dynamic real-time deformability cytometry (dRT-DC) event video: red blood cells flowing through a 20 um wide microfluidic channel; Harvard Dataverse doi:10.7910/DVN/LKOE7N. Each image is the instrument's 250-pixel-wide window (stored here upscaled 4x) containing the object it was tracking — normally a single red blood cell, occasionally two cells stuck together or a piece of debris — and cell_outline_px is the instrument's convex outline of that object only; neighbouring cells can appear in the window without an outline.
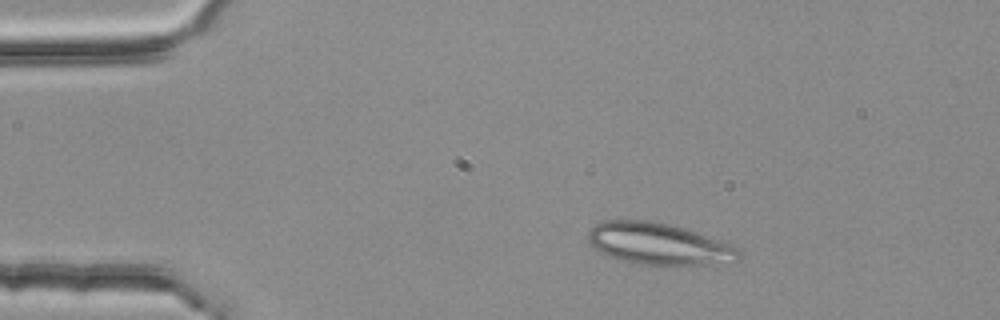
{"species": "common noctule bat (a hibernating species)", "species_latin": "Nyctalus noctula", "temperature_condition": "room temperature", "stored_images_in_passage": 44, "camera_frame_rate_fps": 3000, "um_per_image_px": 0.085, "animal": {"sex": "female", "body_mass_g": 25.1}, "frame": {"image": 1, "passage_image": 2, "time_ms": 0.333, "image_size_px": [1000, 320], "cell_outline_px": [[740, 260], [704, 264], [632, 264], [608, 256], [600, 252], [588, 240], [588, 228], [604, 220], [648, 220], [672, 224], [696, 232], [736, 248], [740, 252]], "centroid_in_image_um": [55.89, 20.71], "position_along_channel_um": 29.1, "area_um2": 36.13}}
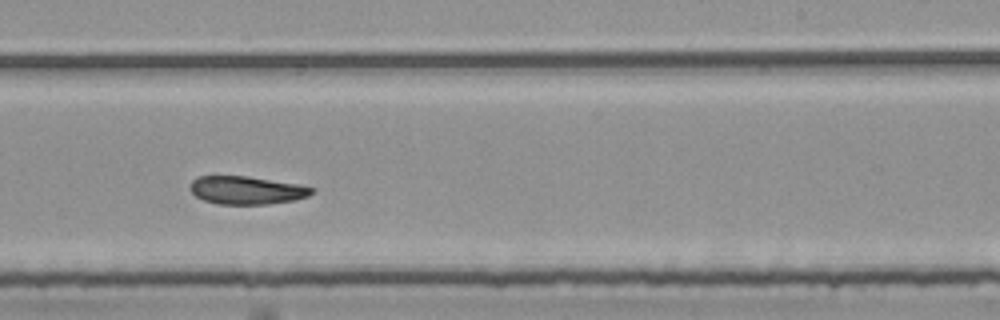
{"frame": {"image": 2, "passage_image": 26, "time_ms": 8.333, "image_size_px": [1000, 320], "cell_outline_px": [[316, 192], [308, 196], [292, 200], [268, 204], [216, 204], [204, 200], [196, 196], [188, 188], [192, 180], [196, 176], [248, 176], [296, 184], [312, 188]], "centroid_in_image_um": [20.91, 16.16], "position_along_channel_um": 268.1, "area_um2": 19.83}}
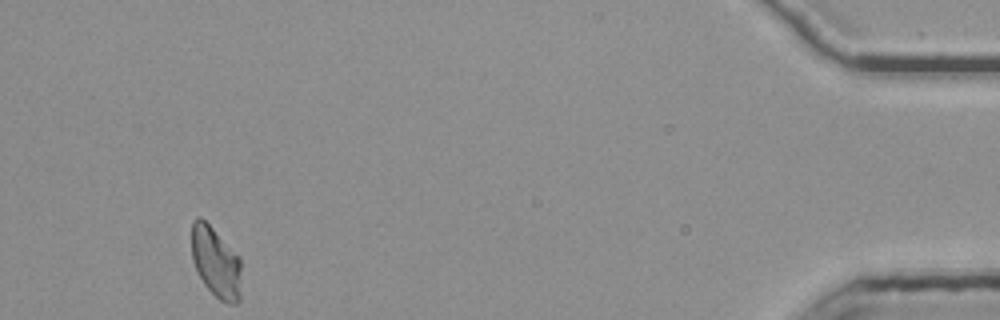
{"frame": {"image": 3, "passage_image": 44, "time_ms": 14.333, "image_size_px": [1000, 320], "cell_outline_px": [[240, 300], [236, 304], [228, 304], [220, 300], [204, 284], [192, 260], [192, 220], [196, 216], [200, 216], [240, 256]], "centroid_in_image_um": [18.35, 22.29], "position_along_channel_um": 416.8, "area_um2": 20.35}, "authors_computed_cell_mechanics": {"area_um2": 20.8947, "velocity_mm_per_s": 3.7393, "shape_relaxation_time_tau1_ms": null, "shape_relaxation_time_tau2_ms": 4.2413, "deformation_change_tau1": null, "deformation_change_tau2": 0.1155}}